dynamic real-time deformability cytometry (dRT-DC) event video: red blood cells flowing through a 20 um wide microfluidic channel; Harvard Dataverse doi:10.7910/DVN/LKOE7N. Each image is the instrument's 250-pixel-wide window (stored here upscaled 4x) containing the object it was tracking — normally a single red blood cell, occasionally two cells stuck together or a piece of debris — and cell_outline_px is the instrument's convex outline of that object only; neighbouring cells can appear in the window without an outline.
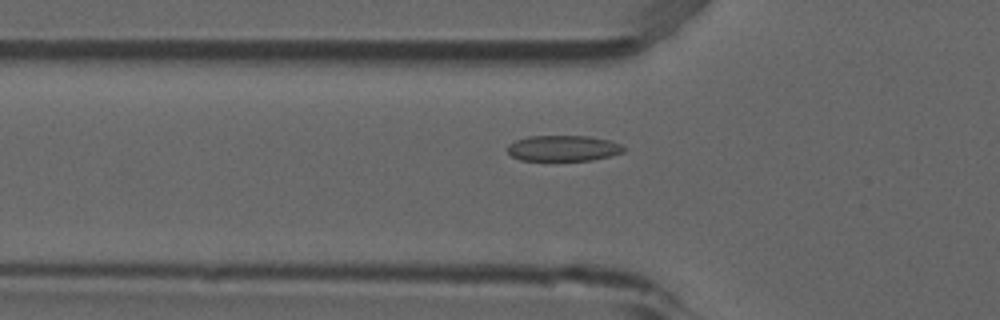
{"species": "common noctule bat (a hibernating species)", "species_latin": "Nyctalus noctula", "temperature_condition": "room temperature", "stored_images_in_passage": 53, "camera_frame_rate_fps": 3000, "um_per_image_px": 0.085, "animal": {"sex": "male", "forearm_length_mm": 52.5}, "frame": {"image": 1, "passage_image": 18, "time_ms": 5.667, "image_size_px": [1000, 320], "cell_outline_px": [[624, 152], [592, 160], [520, 160], [512, 156], [508, 152], [508, 144], [516, 140], [528, 136], [588, 136], [608, 140], [620, 144], [624, 148]], "centroid_in_image_um": [47.85, 12.6], "position_along_channel_um": 78.0, "area_um2": 17.28}}
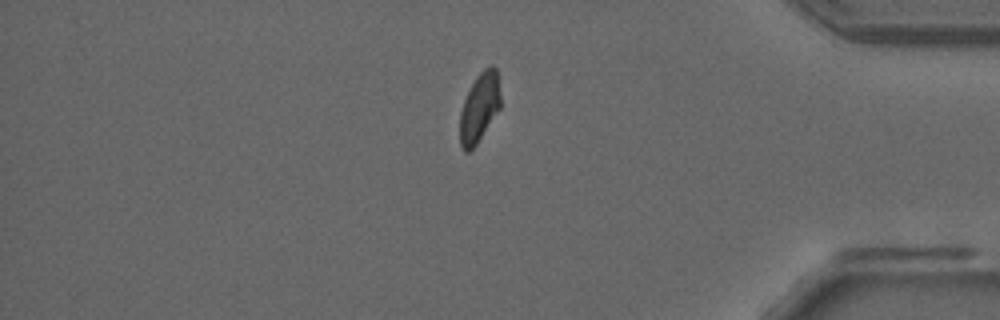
{"frame": {"image": 2, "passage_image": 45, "time_ms": 14.667, "image_size_px": [1000, 320], "cell_outline_px": [[500, 108], [476, 144], [468, 152], [464, 152], [460, 144], [460, 112], [464, 100], [476, 76], [484, 68], [492, 64], [496, 68], [500, 96]], "centroid_in_image_um": [40.74, 9.13], "position_along_channel_um": 394.5, "area_um2": 16.13}}
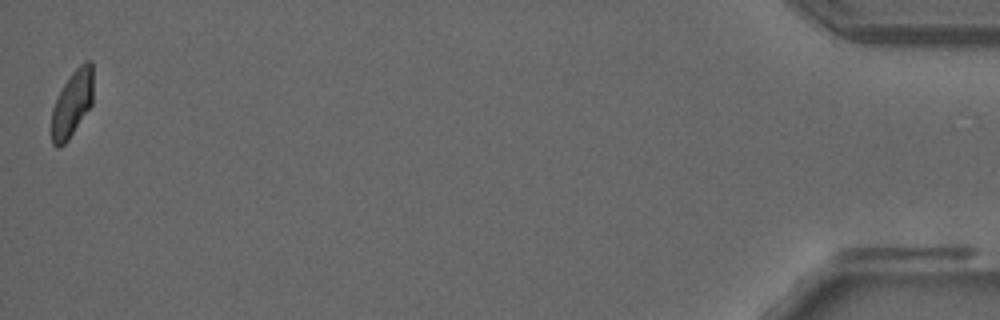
{"frame": {"image": 3, "passage_image": 53, "time_ms": 17.333, "image_size_px": [1000, 320], "cell_outline_px": [[92, 104], [68, 140], [60, 148], [56, 148], [52, 144], [52, 108], [64, 84], [72, 72], [84, 60], [92, 60]], "centroid_in_image_um": [6.13, 8.81], "position_along_channel_um": 429.1, "area_um2": 15.95}, "authors_computed_cell_mechanics": {"area_um2": 17.2822, "velocity_mm_per_s": 3.844, "shape_relaxation_time_tau1_ms": 8.1293, "shape_relaxation_time_tau2_ms": 1.3248, "deformation_change_tau1": 0.1656, "deformation_change_tau2": 0.0636}}